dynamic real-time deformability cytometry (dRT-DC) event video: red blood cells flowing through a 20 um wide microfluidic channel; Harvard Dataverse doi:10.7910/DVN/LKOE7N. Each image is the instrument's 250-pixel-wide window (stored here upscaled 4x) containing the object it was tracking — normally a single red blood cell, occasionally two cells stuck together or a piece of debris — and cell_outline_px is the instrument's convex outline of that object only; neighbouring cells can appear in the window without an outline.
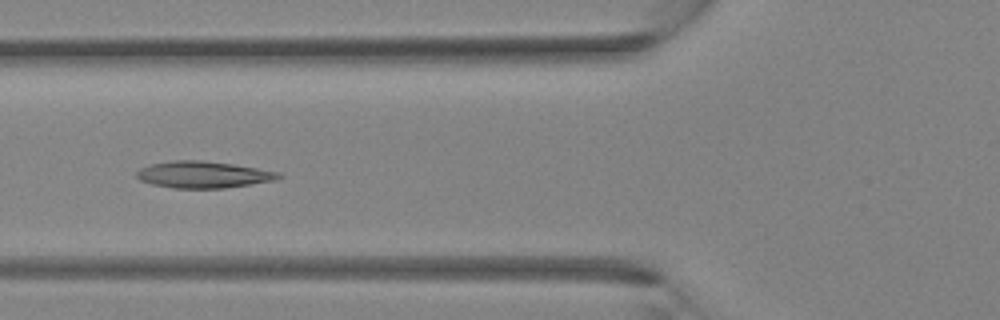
{"species": "Egyptian fruit bat (a non-hibernating species)", "species_latin": "Rousettus aegyptiacus", "temperature_condition": "room temperature", "stored_images_in_passage": 14, "camera_frame_rate_fps": 3000, "um_per_image_px": 0.085, "animal": {"sex": "female"}, "frame": {"image": 1, "passage_image": 14, "time_ms": 4.333, "image_size_px": [1000, 320], "cell_outline_px": [[284, 176], [276, 180], [224, 188], [172, 188], [152, 184], [140, 180], [136, 176], [136, 172], [140, 168], [152, 164], [172, 160], [200, 160], [232, 164], [280, 172]], "centroid_in_image_um": [17.28, 14.84], "position_along_channel_um": 108.5, "area_um2": 22.02}}